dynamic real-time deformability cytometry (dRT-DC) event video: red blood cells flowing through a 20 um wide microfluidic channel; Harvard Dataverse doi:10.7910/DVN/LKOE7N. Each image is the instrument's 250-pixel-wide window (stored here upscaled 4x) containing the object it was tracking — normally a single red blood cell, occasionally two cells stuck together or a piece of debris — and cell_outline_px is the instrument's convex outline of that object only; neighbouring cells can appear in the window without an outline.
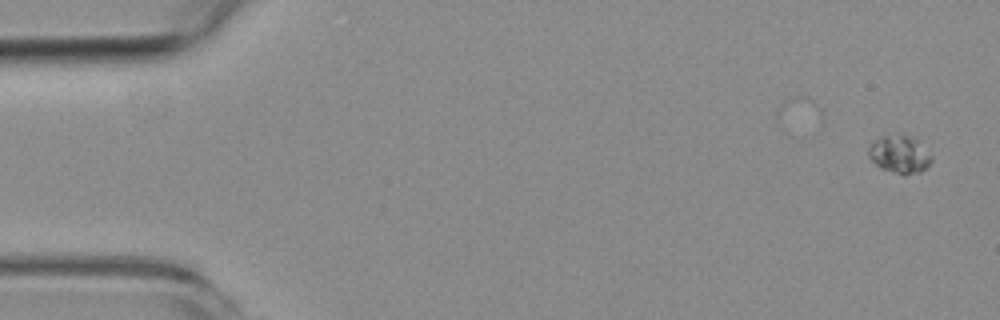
{"species": "common noctule bat (a hibernating species)", "species_latin": "Nyctalus noctula", "temperature_condition": "room temperature", "stored_images_in_passage": 5, "camera_frame_rate_fps": 3000, "um_per_image_px": 0.085, "animal": {"sex": "female", "body_mass_g": 19.3, "forearm_length_mm": 54.1}, "frame": {"image": 1, "passage_image": 1, "time_ms": 0.0, "image_size_px": [1000, 320], "cell_outline_px": [[932, 160], [920, 172], [904, 176], [880, 168], [868, 156], [868, 148], [872, 140], [884, 136], [912, 136], [920, 140], [932, 156]], "centroid_in_image_um": [76.47, 13.13], "position_along_channel_um": 8.5, "area_um2": 13.93}}
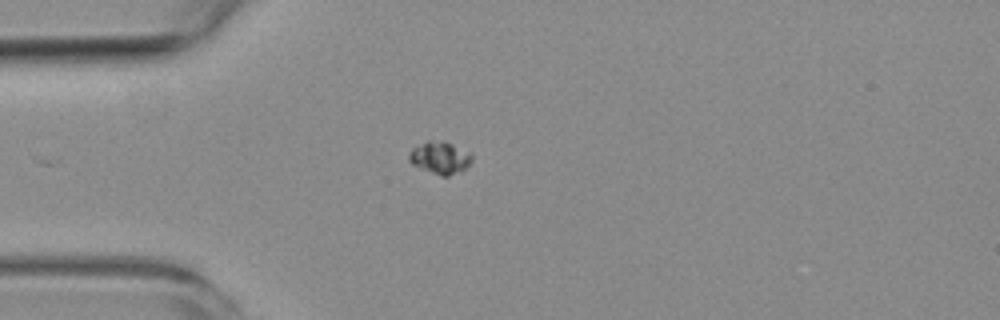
{"frame": {"image": 2, "passage_image": 5, "time_ms": 4.333, "image_size_px": [1000, 320], "cell_outline_px": [[472, 160], [464, 168], [448, 176], [440, 176], [420, 168], [412, 164], [408, 160], [408, 156], [412, 148], [428, 140], [444, 140], [472, 152]], "centroid_in_image_um": [37.39, 13.37], "position_along_channel_um": 47.6, "area_um2": 11.91}}